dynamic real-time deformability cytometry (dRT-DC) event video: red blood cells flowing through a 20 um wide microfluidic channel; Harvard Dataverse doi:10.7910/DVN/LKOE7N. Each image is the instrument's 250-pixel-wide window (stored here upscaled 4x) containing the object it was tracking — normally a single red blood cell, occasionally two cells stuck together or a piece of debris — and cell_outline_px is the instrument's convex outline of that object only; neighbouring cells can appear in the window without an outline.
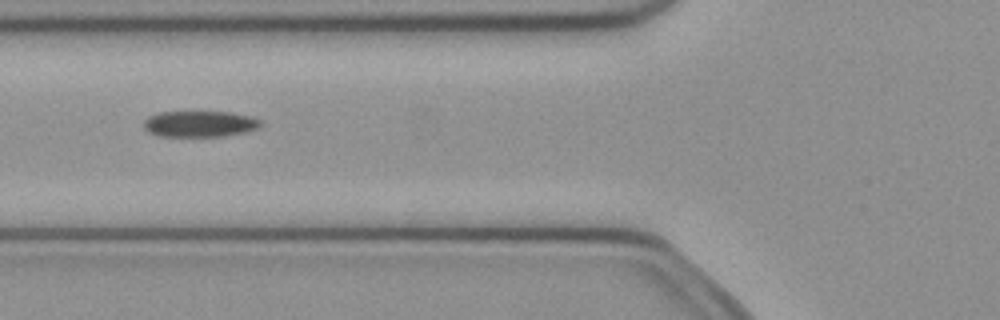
{"species": "common noctule bat (a hibernating species)", "species_latin": "Nyctalus noctula", "temperature_condition": "cold", "stored_images_in_passage": 6, "camera_frame_rate_fps": 3000, "um_per_image_px": 0.085, "animal": {"sex": "female", "body_mass_g": 21.9}, "frame": {"image": 1, "passage_image": 5, "time_ms": 1.333, "image_size_px": [1000, 320], "cell_outline_px": [[260, 128], [244, 132], [224, 136], [156, 136], [148, 132], [144, 128], [144, 120], [148, 116], [156, 112], [232, 112], [248, 116], [260, 120]], "centroid_in_image_um": [16.93, 10.53], "position_along_channel_um": 108.9, "area_um2": 17.8}}
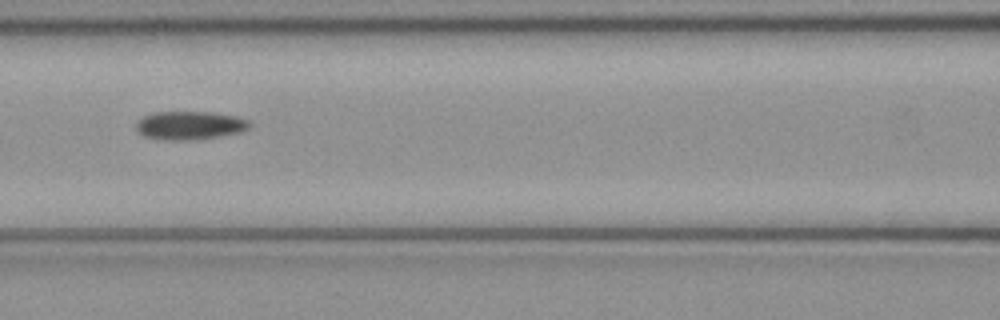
{"frame": {"image": 2, "passage_image": 6, "time_ms": 1.667, "image_size_px": [1000, 320], "cell_outline_px": [[252, 124], [248, 128], [240, 132], [220, 136], [196, 140], [164, 140], [144, 136], [136, 132], [136, 124], [144, 116], [152, 112], [212, 112], [236, 116], [248, 120]], "centroid_in_image_um": [16.12, 10.66], "position_along_channel_um": 150.5, "area_um2": 18.9}}